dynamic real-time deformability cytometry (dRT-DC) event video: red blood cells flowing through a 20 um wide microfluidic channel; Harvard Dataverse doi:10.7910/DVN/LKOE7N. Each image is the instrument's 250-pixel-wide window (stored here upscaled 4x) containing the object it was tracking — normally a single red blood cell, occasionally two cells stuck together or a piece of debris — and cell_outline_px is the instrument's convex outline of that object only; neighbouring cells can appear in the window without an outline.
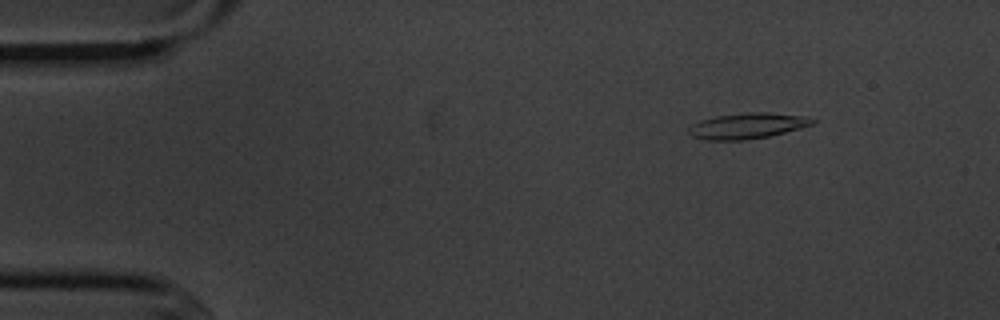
{"species": "common noctule bat (a hibernating species)", "species_latin": "Nyctalus noctula", "temperature_condition": "cold", "stored_images_in_passage": 5, "camera_frame_rate_fps": 3000, "um_per_image_px": 0.085, "animal": {"sex": "male", "body_mass_g": 20.1, "forearm_length_mm": 53.5}, "frame": {"image": 1, "passage_image": 5, "time_ms": 5.333, "image_size_px": [1000, 320], "cell_outline_px": [[816, 120], [812, 124], [800, 128], [768, 136], [744, 140], [704, 140], [692, 136], [688, 132], [688, 128], [692, 124], [700, 120], [716, 116], [748, 112], [768, 112], [804, 116]], "centroid_in_image_um": [63.48, 10.69], "position_along_channel_um": 21.5, "area_um2": 18.44}}